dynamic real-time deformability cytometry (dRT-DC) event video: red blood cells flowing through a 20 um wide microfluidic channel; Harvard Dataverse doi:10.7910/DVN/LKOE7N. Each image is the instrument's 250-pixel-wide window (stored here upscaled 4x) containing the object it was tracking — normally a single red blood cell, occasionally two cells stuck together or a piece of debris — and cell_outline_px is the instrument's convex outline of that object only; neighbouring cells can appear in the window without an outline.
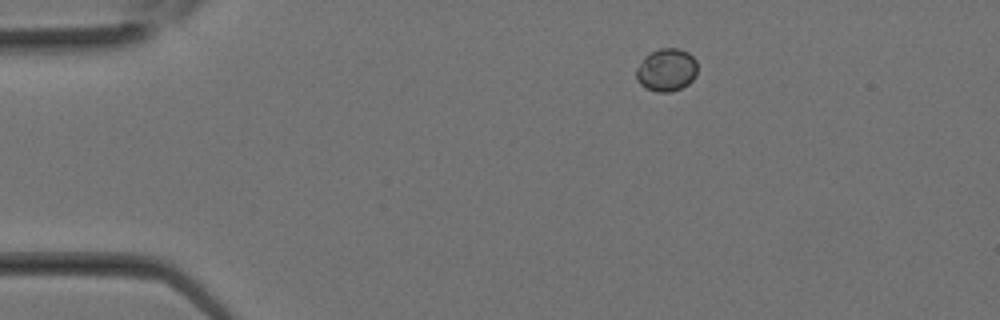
{"species": "Egyptian fruit bat (a non-hibernating species)", "species_latin": "Rousettus aegyptiacus", "temperature_condition": "room temperature", "stored_images_in_passage": 24, "camera_frame_rate_fps": 3000, "um_per_image_px": 0.085, "animal": {"sex": "female"}, "frame": {"image": 1, "passage_image": 1, "time_ms": 0.0, "image_size_px": [1000, 320], "cell_outline_px": [[696, 76], [688, 84], [680, 88], [668, 92], [656, 92], [640, 84], [636, 76], [636, 68], [644, 56], [660, 48], [680, 48], [688, 52], [696, 60]], "centroid_in_image_um": [56.65, 5.93], "position_along_channel_um": 28.3, "area_um2": 15.2}}
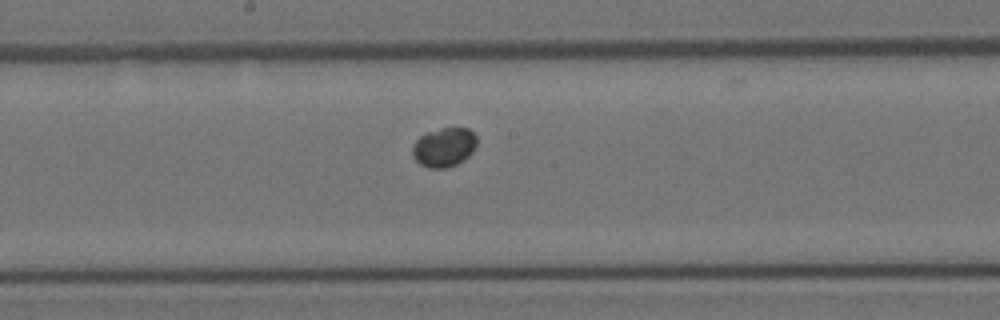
{"frame": {"image": 2, "passage_image": 11, "time_ms": 3.333, "image_size_px": [1000, 320], "cell_outline_px": [[476, 144], [472, 152], [464, 160], [456, 164], [444, 168], [428, 168], [420, 164], [412, 156], [412, 144], [420, 136], [428, 132], [440, 128], [468, 128], [476, 136]], "centroid_in_image_um": [37.72, 12.52], "position_along_channel_um": 210.5, "area_um2": 14.68}}
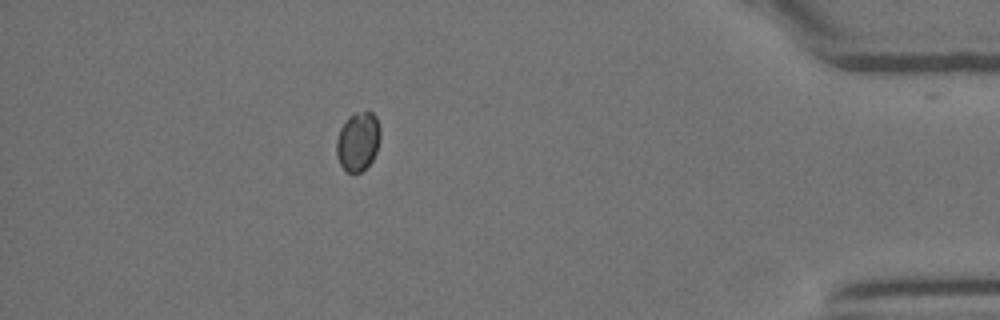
{"frame": {"image": 3, "passage_image": 21, "time_ms": 6.667, "image_size_px": [1000, 320], "cell_outline_px": [[380, 140], [376, 152], [372, 160], [360, 172], [348, 172], [340, 164], [336, 156], [336, 140], [340, 128], [356, 112], [372, 112], [376, 116], [380, 128]], "centroid_in_image_um": [30.43, 12.03], "position_along_channel_um": 404.8, "area_um2": 14.85}}